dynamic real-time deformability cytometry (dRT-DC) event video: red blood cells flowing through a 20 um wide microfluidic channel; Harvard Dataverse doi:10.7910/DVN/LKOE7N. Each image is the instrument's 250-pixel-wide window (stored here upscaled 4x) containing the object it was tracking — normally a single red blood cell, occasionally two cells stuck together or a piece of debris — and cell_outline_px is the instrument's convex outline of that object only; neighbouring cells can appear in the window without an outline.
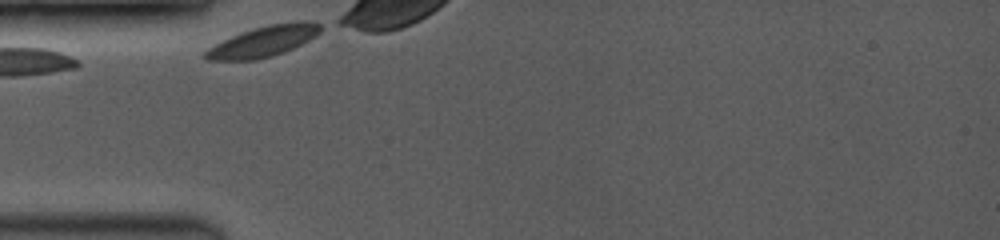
{"species": "common noctule bat (a hibernating species)", "species_latin": "Nyctalus noctula", "temperature_condition": "room temperature", "stored_images_in_passage": 3, "camera_frame_rate_fps": 3500, "um_per_image_px": 0.085, "animal": {"sex": "female", "body_mass_g": 19.0, "forearm_length_mm": 53.3}, "frame": {"image": 1, "passage_image": 1, "time_ms": 0.0, "image_size_px": [1000, 240], "cell_outline_px": [[320, 32], [316, 36], [284, 52], [272, 56], [256, 60], [204, 60], [200, 56], [208, 48], [240, 32], [268, 24], [296, 20], [312, 20], [320, 24]], "centroid_in_image_um": [22.39, 3.5], "position_along_channel_um": 62.6, "area_um2": 20.81}}